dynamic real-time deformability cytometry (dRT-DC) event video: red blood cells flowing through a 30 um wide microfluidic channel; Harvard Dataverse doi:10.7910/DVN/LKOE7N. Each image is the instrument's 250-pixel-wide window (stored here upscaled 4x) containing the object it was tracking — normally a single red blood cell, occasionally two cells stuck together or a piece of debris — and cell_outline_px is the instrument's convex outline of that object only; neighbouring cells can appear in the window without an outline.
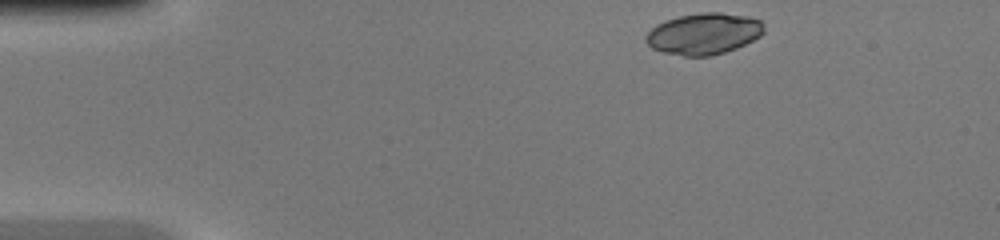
{"species": "common noctule bat (a hibernating species)", "species_latin": "Nyctalus noctula", "temperature_condition": "warm", "stored_images_in_passage": 40, "camera_frame_rate_fps": 3000, "um_per_image_px": 0.085, "animal": {"sex": "female", "body_mass_g": 20.0, "forearm_length_mm": 54.0}, "frame": {"image": 1, "passage_image": 1, "time_ms": 0.0, "image_size_px": [1000, 240], "cell_outline_px": [[764, 32], [760, 36], [736, 48], [712, 56], [684, 56], [660, 52], [652, 48], [644, 40], [644, 36], [656, 24], [664, 20], [680, 16], [700, 12], [720, 12], [748, 16], [760, 20], [764, 24]], "centroid_in_image_um": [59.8, 2.86], "position_along_channel_um": 25.2, "area_um2": 28.67}}
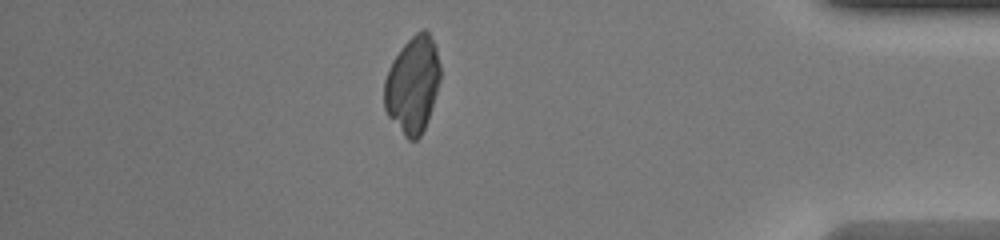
{"frame": {"image": 2, "passage_image": 34, "time_ms": 11.0, "image_size_px": [1000, 240], "cell_outline_px": [[440, 80], [428, 120], [420, 136], [416, 140], [408, 140], [404, 136], [388, 116], [384, 108], [384, 80], [388, 68], [392, 60], [404, 44], [416, 32], [424, 28], [428, 32], [436, 44], [440, 64]], "centroid_in_image_um": [35.07, 7.19], "position_along_channel_um": 400.1, "area_um2": 31.79}}
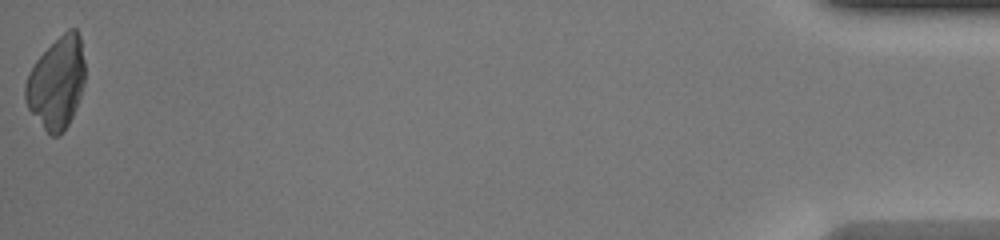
{"frame": {"image": 3, "passage_image": 40, "time_ms": 13.0, "image_size_px": [1000, 240], "cell_outline_px": [[84, 84], [76, 108], [64, 132], [60, 136], [52, 136], [44, 128], [28, 108], [24, 100], [24, 84], [28, 72], [36, 60], [68, 28], [76, 28], [80, 40], [84, 60]], "centroid_in_image_um": [4.8, 7.06], "position_along_channel_um": 430.4, "area_um2": 31.67}}